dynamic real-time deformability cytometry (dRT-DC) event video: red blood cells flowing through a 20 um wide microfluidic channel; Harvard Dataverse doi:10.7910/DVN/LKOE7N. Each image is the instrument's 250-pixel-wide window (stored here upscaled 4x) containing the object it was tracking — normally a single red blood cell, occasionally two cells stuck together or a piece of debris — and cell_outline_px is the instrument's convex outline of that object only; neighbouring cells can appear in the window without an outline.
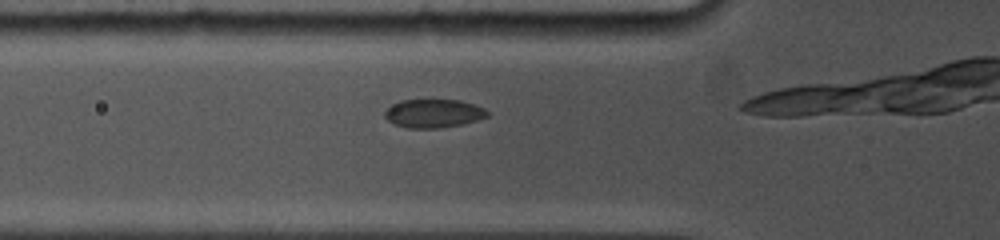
{"species": "common noctule bat (a hibernating species)", "species_latin": "Nyctalus noctula", "temperature_condition": "cold", "stored_images_in_passage": 5, "camera_frame_rate_fps": 5000, "um_per_image_px": 0.085, "animal": {"sex": "female", "body_mass_g": 19.0, "forearm_length_mm": 53.3}, "frame": {"image": 1, "passage_image": 3, "time_ms": 1.0, "image_size_px": [1000, 240], "cell_outline_px": [[488, 116], [464, 124], [440, 128], [408, 128], [396, 124], [388, 120], [384, 116], [384, 112], [392, 104], [400, 100], [460, 100], [484, 108], [488, 112]], "centroid_in_image_um": [36.84, 9.64], "position_along_channel_um": 89.0, "area_um2": 16.94}}